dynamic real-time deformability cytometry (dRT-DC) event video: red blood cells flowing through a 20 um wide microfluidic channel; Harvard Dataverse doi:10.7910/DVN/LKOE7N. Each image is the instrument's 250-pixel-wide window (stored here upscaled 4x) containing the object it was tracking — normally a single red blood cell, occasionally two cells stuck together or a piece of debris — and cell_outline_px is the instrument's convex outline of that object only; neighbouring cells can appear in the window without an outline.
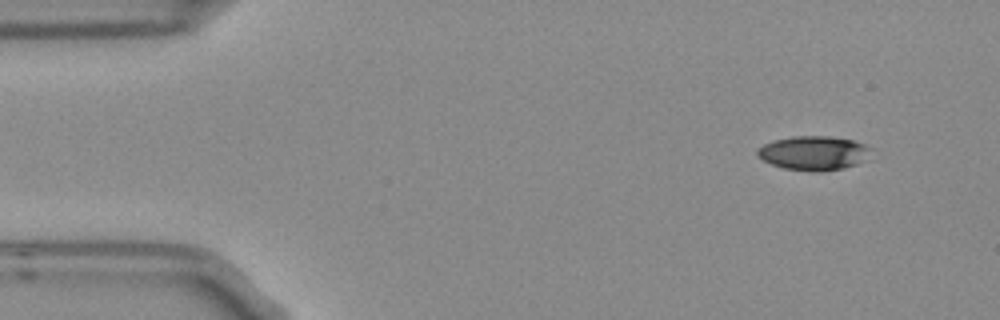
{"species": "Egyptian fruit bat (a non-hibernating species)", "species_latin": "Rousettus aegyptiacus", "temperature_condition": "room temperature", "stored_images_in_passage": 4, "camera_frame_rate_fps": 3000, "um_per_image_px": 0.085, "frame": {"image": 1, "passage_image": 1, "time_ms": 0.0, "image_size_px": [1000, 320], "cell_outline_px": [[872, 148], [856, 164], [844, 168], [820, 172], [812, 172], [784, 168], [772, 164], [756, 156], [756, 148], [764, 144], [776, 140], [792, 136], [828, 136], [852, 140], [864, 144]], "centroid_in_image_um": [69.09, 13.01], "position_along_channel_um": 15.9, "area_um2": 22.37}}
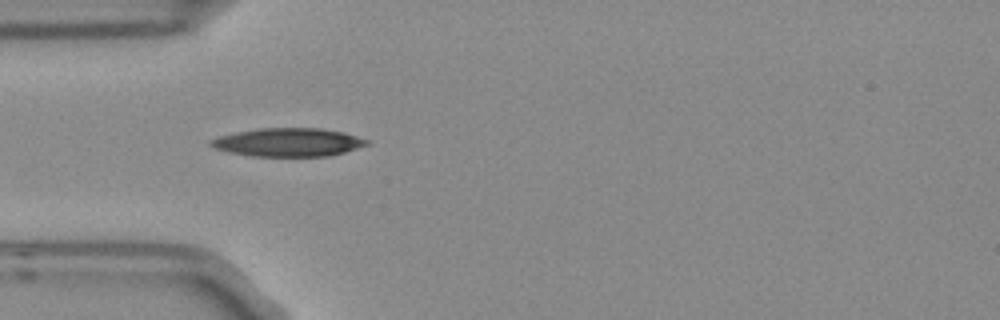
{"frame": {"image": 2, "passage_image": 4, "time_ms": 1.0, "image_size_px": [1000, 320], "cell_outline_px": [[368, 144], [344, 152], [328, 156], [252, 156], [228, 152], [212, 148], [208, 144], [208, 140], [220, 136], [236, 132], [260, 128], [324, 128], [344, 132], [368, 140]], "centroid_in_image_um": [24.45, 12.09], "position_along_channel_um": 60.6, "area_um2": 25.84}}